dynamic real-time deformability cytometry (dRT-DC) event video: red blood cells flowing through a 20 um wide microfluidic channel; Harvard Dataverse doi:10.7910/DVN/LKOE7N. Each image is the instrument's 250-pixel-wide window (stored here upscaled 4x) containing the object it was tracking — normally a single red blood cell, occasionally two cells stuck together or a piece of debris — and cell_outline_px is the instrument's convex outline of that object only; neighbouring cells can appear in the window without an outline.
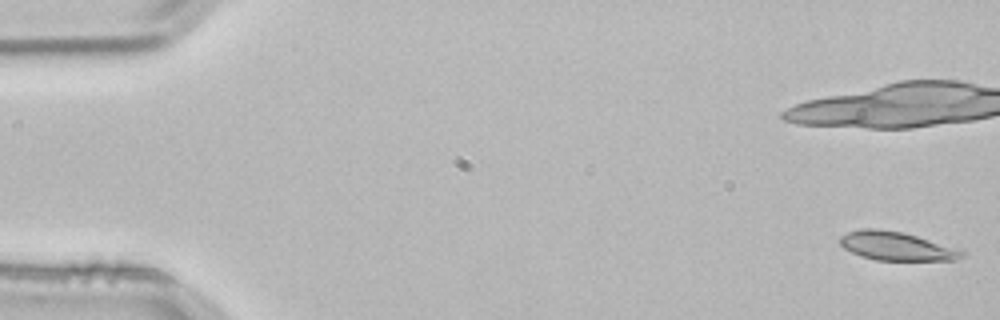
{"species": "common noctule bat (a hibernating species)", "species_latin": "Nyctalus noctula", "temperature_condition": "room temperature", "stored_images_in_passage": 5, "camera_frame_rate_fps": 3000, "um_per_image_px": 0.085, "animal": {"sex": "male", "body_mass_g": 21.5, "forearm_length_mm": 52.0}, "frame": {"image": 1, "passage_image": 1, "time_ms": 0.0, "image_size_px": [1000, 320], "cell_outline_px": [[964, 256], [952, 260], [876, 260], [860, 256], [844, 248], [840, 244], [840, 236], [848, 232], [864, 228], [880, 228], [900, 232], [964, 248]], "centroid_in_image_um": [76.25, 20.92], "position_along_channel_um": 8.8, "area_um2": 20.52}}